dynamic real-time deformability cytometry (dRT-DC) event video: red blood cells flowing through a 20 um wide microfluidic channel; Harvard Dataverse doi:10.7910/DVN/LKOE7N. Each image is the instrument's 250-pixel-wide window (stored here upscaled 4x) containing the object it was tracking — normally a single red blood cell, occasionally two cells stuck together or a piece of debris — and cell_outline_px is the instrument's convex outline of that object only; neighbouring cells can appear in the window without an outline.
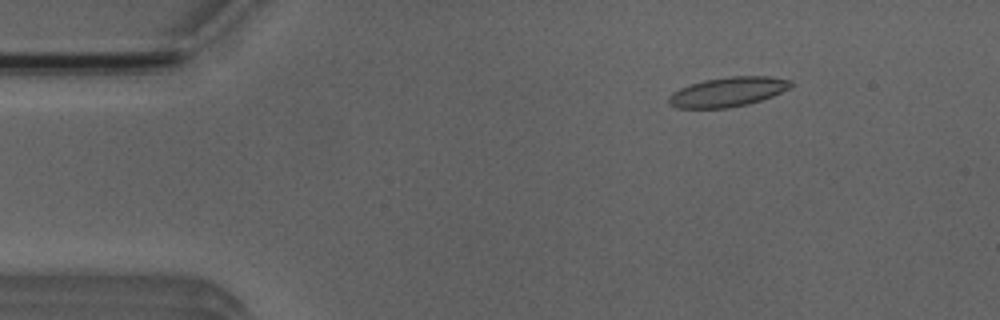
{"species": "Egyptian fruit bat (a non-hibernating species)", "species_latin": "Rousettus aegyptiacus", "temperature_condition": "room temperature", "stored_images_in_passage": 4, "camera_frame_rate_fps": 3000, "um_per_image_px": 0.085, "animal": {"sex": "male"}, "frame": {"image": 1, "passage_image": 2, "time_ms": 1.0, "image_size_px": [1000, 320], "cell_outline_px": [[792, 88], [772, 96], [748, 104], [728, 108], [676, 108], [668, 104], [668, 96], [672, 92], [680, 88], [704, 80], [732, 76], [768, 76], [792, 80]], "centroid_in_image_um": [61.87, 7.81], "position_along_channel_um": 23.1, "area_um2": 21.1}}